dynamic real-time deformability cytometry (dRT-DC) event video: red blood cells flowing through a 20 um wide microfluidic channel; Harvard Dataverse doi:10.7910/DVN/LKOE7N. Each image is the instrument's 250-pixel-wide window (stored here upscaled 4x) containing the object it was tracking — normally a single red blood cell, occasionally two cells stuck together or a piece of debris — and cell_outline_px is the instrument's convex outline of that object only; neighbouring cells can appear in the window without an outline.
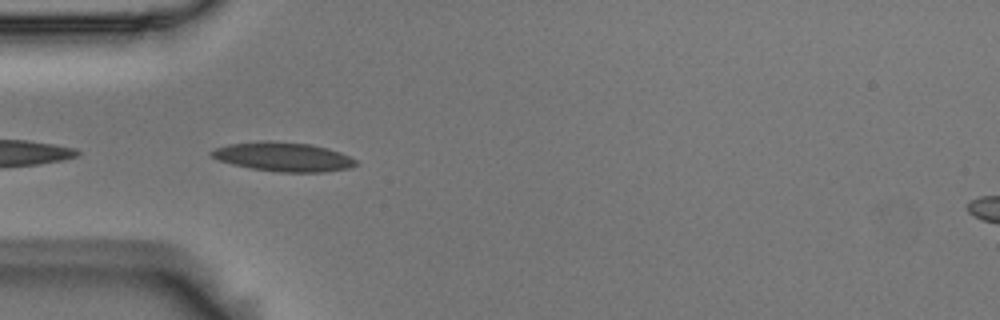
{"species": "Egyptian fruit bat (a non-hibernating species)", "species_latin": "Rousettus aegyptiacus", "temperature_condition": "room temperature", "stored_images_in_passage": 6, "camera_frame_rate_fps": 3000, "um_per_image_px": 0.085, "animal": {"sex": "male"}, "frame": {"image": 1, "passage_image": 2, "time_ms": 0.333, "image_size_px": [1000, 320], "cell_outline_px": [[356, 164], [352, 168], [324, 172], [280, 172], [252, 168], [232, 164], [220, 160], [212, 156], [208, 152], [216, 148], [228, 144], [260, 140], [272, 140], [312, 144], [328, 148], [340, 152], [356, 160]], "centroid_in_image_um": [24.09, 13.31], "position_along_channel_um": 60.9, "area_um2": 24.62}}